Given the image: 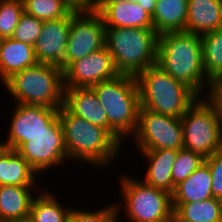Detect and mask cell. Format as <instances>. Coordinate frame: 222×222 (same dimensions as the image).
Masks as SVG:
<instances>
[{
	"label": "cell",
	"mask_w": 222,
	"mask_h": 222,
	"mask_svg": "<svg viewBox=\"0 0 222 222\" xmlns=\"http://www.w3.org/2000/svg\"><path fill=\"white\" fill-rule=\"evenodd\" d=\"M63 106L75 116L109 132L107 113L92 88H65Z\"/></svg>",
	"instance_id": "9a60e30c"
},
{
	"label": "cell",
	"mask_w": 222,
	"mask_h": 222,
	"mask_svg": "<svg viewBox=\"0 0 222 222\" xmlns=\"http://www.w3.org/2000/svg\"><path fill=\"white\" fill-rule=\"evenodd\" d=\"M23 13L22 0H0V40L12 37Z\"/></svg>",
	"instance_id": "83f0119b"
},
{
	"label": "cell",
	"mask_w": 222,
	"mask_h": 222,
	"mask_svg": "<svg viewBox=\"0 0 222 222\" xmlns=\"http://www.w3.org/2000/svg\"><path fill=\"white\" fill-rule=\"evenodd\" d=\"M11 222H35V220L31 217V215H28L26 217H22V218L13 220Z\"/></svg>",
	"instance_id": "d590c367"
},
{
	"label": "cell",
	"mask_w": 222,
	"mask_h": 222,
	"mask_svg": "<svg viewBox=\"0 0 222 222\" xmlns=\"http://www.w3.org/2000/svg\"><path fill=\"white\" fill-rule=\"evenodd\" d=\"M137 149H183L181 118L154 113L140 106L137 127L130 137Z\"/></svg>",
	"instance_id": "9c48e42d"
},
{
	"label": "cell",
	"mask_w": 222,
	"mask_h": 222,
	"mask_svg": "<svg viewBox=\"0 0 222 222\" xmlns=\"http://www.w3.org/2000/svg\"><path fill=\"white\" fill-rule=\"evenodd\" d=\"M68 160L87 162L104 169L121 152V144L104 128L70 113L64 106L59 109Z\"/></svg>",
	"instance_id": "7a4b0ae2"
},
{
	"label": "cell",
	"mask_w": 222,
	"mask_h": 222,
	"mask_svg": "<svg viewBox=\"0 0 222 222\" xmlns=\"http://www.w3.org/2000/svg\"><path fill=\"white\" fill-rule=\"evenodd\" d=\"M39 192L41 193L35 195L30 210L35 222H67L72 208L64 207L52 191Z\"/></svg>",
	"instance_id": "d4e9b609"
},
{
	"label": "cell",
	"mask_w": 222,
	"mask_h": 222,
	"mask_svg": "<svg viewBox=\"0 0 222 222\" xmlns=\"http://www.w3.org/2000/svg\"><path fill=\"white\" fill-rule=\"evenodd\" d=\"M103 47H105V25L100 14L94 10H76L70 16L65 69L72 62Z\"/></svg>",
	"instance_id": "30bf717a"
},
{
	"label": "cell",
	"mask_w": 222,
	"mask_h": 222,
	"mask_svg": "<svg viewBox=\"0 0 222 222\" xmlns=\"http://www.w3.org/2000/svg\"><path fill=\"white\" fill-rule=\"evenodd\" d=\"M67 222H117L115 204L94 211L72 208Z\"/></svg>",
	"instance_id": "4dcf8cb0"
},
{
	"label": "cell",
	"mask_w": 222,
	"mask_h": 222,
	"mask_svg": "<svg viewBox=\"0 0 222 222\" xmlns=\"http://www.w3.org/2000/svg\"><path fill=\"white\" fill-rule=\"evenodd\" d=\"M210 168L204 162L188 178L175 186L172 194L173 204L205 201L213 197Z\"/></svg>",
	"instance_id": "ffe728a7"
},
{
	"label": "cell",
	"mask_w": 222,
	"mask_h": 222,
	"mask_svg": "<svg viewBox=\"0 0 222 222\" xmlns=\"http://www.w3.org/2000/svg\"><path fill=\"white\" fill-rule=\"evenodd\" d=\"M222 28V0H188L186 31L203 35Z\"/></svg>",
	"instance_id": "d6986e66"
},
{
	"label": "cell",
	"mask_w": 222,
	"mask_h": 222,
	"mask_svg": "<svg viewBox=\"0 0 222 222\" xmlns=\"http://www.w3.org/2000/svg\"><path fill=\"white\" fill-rule=\"evenodd\" d=\"M204 162L205 158L197 153L184 148L178 150V155L172 168L173 185L176 186L184 181Z\"/></svg>",
	"instance_id": "f1b7e54d"
},
{
	"label": "cell",
	"mask_w": 222,
	"mask_h": 222,
	"mask_svg": "<svg viewBox=\"0 0 222 222\" xmlns=\"http://www.w3.org/2000/svg\"><path fill=\"white\" fill-rule=\"evenodd\" d=\"M206 92L207 96L205 98L222 115V73L217 74L210 80V85Z\"/></svg>",
	"instance_id": "d6a6232c"
},
{
	"label": "cell",
	"mask_w": 222,
	"mask_h": 222,
	"mask_svg": "<svg viewBox=\"0 0 222 222\" xmlns=\"http://www.w3.org/2000/svg\"><path fill=\"white\" fill-rule=\"evenodd\" d=\"M36 186H0V219L13 221L30 215ZM33 190V192H32Z\"/></svg>",
	"instance_id": "603a6c76"
},
{
	"label": "cell",
	"mask_w": 222,
	"mask_h": 222,
	"mask_svg": "<svg viewBox=\"0 0 222 222\" xmlns=\"http://www.w3.org/2000/svg\"><path fill=\"white\" fill-rule=\"evenodd\" d=\"M212 176V195L222 200V150L205 159Z\"/></svg>",
	"instance_id": "1f68e13d"
},
{
	"label": "cell",
	"mask_w": 222,
	"mask_h": 222,
	"mask_svg": "<svg viewBox=\"0 0 222 222\" xmlns=\"http://www.w3.org/2000/svg\"><path fill=\"white\" fill-rule=\"evenodd\" d=\"M140 153L149 163L142 181L172 195L175 189L172 180V168L176 161L178 150H142Z\"/></svg>",
	"instance_id": "e0dca14e"
},
{
	"label": "cell",
	"mask_w": 222,
	"mask_h": 222,
	"mask_svg": "<svg viewBox=\"0 0 222 222\" xmlns=\"http://www.w3.org/2000/svg\"><path fill=\"white\" fill-rule=\"evenodd\" d=\"M188 0H156L152 16L157 34L186 31Z\"/></svg>",
	"instance_id": "7402d4cb"
},
{
	"label": "cell",
	"mask_w": 222,
	"mask_h": 222,
	"mask_svg": "<svg viewBox=\"0 0 222 222\" xmlns=\"http://www.w3.org/2000/svg\"><path fill=\"white\" fill-rule=\"evenodd\" d=\"M163 222H176L175 216H173L172 218H169Z\"/></svg>",
	"instance_id": "8d00e7d4"
},
{
	"label": "cell",
	"mask_w": 222,
	"mask_h": 222,
	"mask_svg": "<svg viewBox=\"0 0 222 222\" xmlns=\"http://www.w3.org/2000/svg\"><path fill=\"white\" fill-rule=\"evenodd\" d=\"M0 222H11V221L0 219Z\"/></svg>",
	"instance_id": "f35d334b"
},
{
	"label": "cell",
	"mask_w": 222,
	"mask_h": 222,
	"mask_svg": "<svg viewBox=\"0 0 222 222\" xmlns=\"http://www.w3.org/2000/svg\"><path fill=\"white\" fill-rule=\"evenodd\" d=\"M16 151L37 174L66 163L68 155L60 118L57 116L47 130L31 138V141L24 142Z\"/></svg>",
	"instance_id": "8fae6325"
},
{
	"label": "cell",
	"mask_w": 222,
	"mask_h": 222,
	"mask_svg": "<svg viewBox=\"0 0 222 222\" xmlns=\"http://www.w3.org/2000/svg\"><path fill=\"white\" fill-rule=\"evenodd\" d=\"M36 174L15 149L5 147L0 153V186H36Z\"/></svg>",
	"instance_id": "44dd1931"
},
{
	"label": "cell",
	"mask_w": 222,
	"mask_h": 222,
	"mask_svg": "<svg viewBox=\"0 0 222 222\" xmlns=\"http://www.w3.org/2000/svg\"><path fill=\"white\" fill-rule=\"evenodd\" d=\"M37 63L34 46L12 38L0 40V80L3 84L15 73Z\"/></svg>",
	"instance_id": "ac0fdd59"
},
{
	"label": "cell",
	"mask_w": 222,
	"mask_h": 222,
	"mask_svg": "<svg viewBox=\"0 0 222 222\" xmlns=\"http://www.w3.org/2000/svg\"><path fill=\"white\" fill-rule=\"evenodd\" d=\"M42 26L43 21L24 12L11 38L34 46L42 31Z\"/></svg>",
	"instance_id": "f546056e"
},
{
	"label": "cell",
	"mask_w": 222,
	"mask_h": 222,
	"mask_svg": "<svg viewBox=\"0 0 222 222\" xmlns=\"http://www.w3.org/2000/svg\"><path fill=\"white\" fill-rule=\"evenodd\" d=\"M118 2H137L148 14L153 16L156 0H99L98 4H110Z\"/></svg>",
	"instance_id": "836d02e7"
},
{
	"label": "cell",
	"mask_w": 222,
	"mask_h": 222,
	"mask_svg": "<svg viewBox=\"0 0 222 222\" xmlns=\"http://www.w3.org/2000/svg\"><path fill=\"white\" fill-rule=\"evenodd\" d=\"M70 28V16L44 21L34 45L38 63L55 65L65 70V54Z\"/></svg>",
	"instance_id": "5bb4252c"
},
{
	"label": "cell",
	"mask_w": 222,
	"mask_h": 222,
	"mask_svg": "<svg viewBox=\"0 0 222 222\" xmlns=\"http://www.w3.org/2000/svg\"><path fill=\"white\" fill-rule=\"evenodd\" d=\"M201 40L203 68L211 80L222 73V28L201 35Z\"/></svg>",
	"instance_id": "484cf974"
},
{
	"label": "cell",
	"mask_w": 222,
	"mask_h": 222,
	"mask_svg": "<svg viewBox=\"0 0 222 222\" xmlns=\"http://www.w3.org/2000/svg\"><path fill=\"white\" fill-rule=\"evenodd\" d=\"M91 88L107 113L109 133L122 145L137 127L140 100L136 78L118 74Z\"/></svg>",
	"instance_id": "277c9868"
},
{
	"label": "cell",
	"mask_w": 222,
	"mask_h": 222,
	"mask_svg": "<svg viewBox=\"0 0 222 222\" xmlns=\"http://www.w3.org/2000/svg\"><path fill=\"white\" fill-rule=\"evenodd\" d=\"M178 222H222V200L210 198L184 204H173Z\"/></svg>",
	"instance_id": "cb8c5ba5"
},
{
	"label": "cell",
	"mask_w": 222,
	"mask_h": 222,
	"mask_svg": "<svg viewBox=\"0 0 222 222\" xmlns=\"http://www.w3.org/2000/svg\"><path fill=\"white\" fill-rule=\"evenodd\" d=\"M15 104L43 105L60 109L64 103L63 70L37 63L15 73L4 83Z\"/></svg>",
	"instance_id": "8992f818"
},
{
	"label": "cell",
	"mask_w": 222,
	"mask_h": 222,
	"mask_svg": "<svg viewBox=\"0 0 222 222\" xmlns=\"http://www.w3.org/2000/svg\"><path fill=\"white\" fill-rule=\"evenodd\" d=\"M5 148V144L2 140V142L0 141V153L2 152V150Z\"/></svg>",
	"instance_id": "74e56055"
},
{
	"label": "cell",
	"mask_w": 222,
	"mask_h": 222,
	"mask_svg": "<svg viewBox=\"0 0 222 222\" xmlns=\"http://www.w3.org/2000/svg\"><path fill=\"white\" fill-rule=\"evenodd\" d=\"M24 12L41 21L71 16L76 10L66 0H22Z\"/></svg>",
	"instance_id": "4316f807"
},
{
	"label": "cell",
	"mask_w": 222,
	"mask_h": 222,
	"mask_svg": "<svg viewBox=\"0 0 222 222\" xmlns=\"http://www.w3.org/2000/svg\"><path fill=\"white\" fill-rule=\"evenodd\" d=\"M12 111L6 148L17 150L24 142L31 141L58 116L59 109L43 105L16 104Z\"/></svg>",
	"instance_id": "7c38bea8"
},
{
	"label": "cell",
	"mask_w": 222,
	"mask_h": 222,
	"mask_svg": "<svg viewBox=\"0 0 222 222\" xmlns=\"http://www.w3.org/2000/svg\"><path fill=\"white\" fill-rule=\"evenodd\" d=\"M94 11L100 14L105 27L153 28L152 16L137 2L97 4Z\"/></svg>",
	"instance_id": "2e32d148"
},
{
	"label": "cell",
	"mask_w": 222,
	"mask_h": 222,
	"mask_svg": "<svg viewBox=\"0 0 222 222\" xmlns=\"http://www.w3.org/2000/svg\"><path fill=\"white\" fill-rule=\"evenodd\" d=\"M119 73L106 47L72 62L64 71L65 88H91Z\"/></svg>",
	"instance_id": "4fadbf2b"
},
{
	"label": "cell",
	"mask_w": 222,
	"mask_h": 222,
	"mask_svg": "<svg viewBox=\"0 0 222 222\" xmlns=\"http://www.w3.org/2000/svg\"><path fill=\"white\" fill-rule=\"evenodd\" d=\"M119 179L123 205L120 200L115 203L117 222L121 220V208L128 222H163L174 216L171 194L146 184L142 177L130 178L125 174Z\"/></svg>",
	"instance_id": "52a82bcc"
},
{
	"label": "cell",
	"mask_w": 222,
	"mask_h": 222,
	"mask_svg": "<svg viewBox=\"0 0 222 222\" xmlns=\"http://www.w3.org/2000/svg\"><path fill=\"white\" fill-rule=\"evenodd\" d=\"M135 78L140 106L154 113L181 118L200 98L157 63L143 70Z\"/></svg>",
	"instance_id": "3957f363"
},
{
	"label": "cell",
	"mask_w": 222,
	"mask_h": 222,
	"mask_svg": "<svg viewBox=\"0 0 222 222\" xmlns=\"http://www.w3.org/2000/svg\"><path fill=\"white\" fill-rule=\"evenodd\" d=\"M157 64L200 98L204 88H209L210 79L202 63L201 35L187 31L159 34Z\"/></svg>",
	"instance_id": "6da1fadb"
},
{
	"label": "cell",
	"mask_w": 222,
	"mask_h": 222,
	"mask_svg": "<svg viewBox=\"0 0 222 222\" xmlns=\"http://www.w3.org/2000/svg\"><path fill=\"white\" fill-rule=\"evenodd\" d=\"M105 47L119 74L136 77L157 63L158 34L153 28L105 27Z\"/></svg>",
	"instance_id": "5b68a950"
},
{
	"label": "cell",
	"mask_w": 222,
	"mask_h": 222,
	"mask_svg": "<svg viewBox=\"0 0 222 222\" xmlns=\"http://www.w3.org/2000/svg\"><path fill=\"white\" fill-rule=\"evenodd\" d=\"M183 148L207 159L222 150V115L205 98H199L181 117Z\"/></svg>",
	"instance_id": "ba28073f"
},
{
	"label": "cell",
	"mask_w": 222,
	"mask_h": 222,
	"mask_svg": "<svg viewBox=\"0 0 222 222\" xmlns=\"http://www.w3.org/2000/svg\"><path fill=\"white\" fill-rule=\"evenodd\" d=\"M74 10H95L99 0H66Z\"/></svg>",
	"instance_id": "e575fe53"
}]
</instances>
